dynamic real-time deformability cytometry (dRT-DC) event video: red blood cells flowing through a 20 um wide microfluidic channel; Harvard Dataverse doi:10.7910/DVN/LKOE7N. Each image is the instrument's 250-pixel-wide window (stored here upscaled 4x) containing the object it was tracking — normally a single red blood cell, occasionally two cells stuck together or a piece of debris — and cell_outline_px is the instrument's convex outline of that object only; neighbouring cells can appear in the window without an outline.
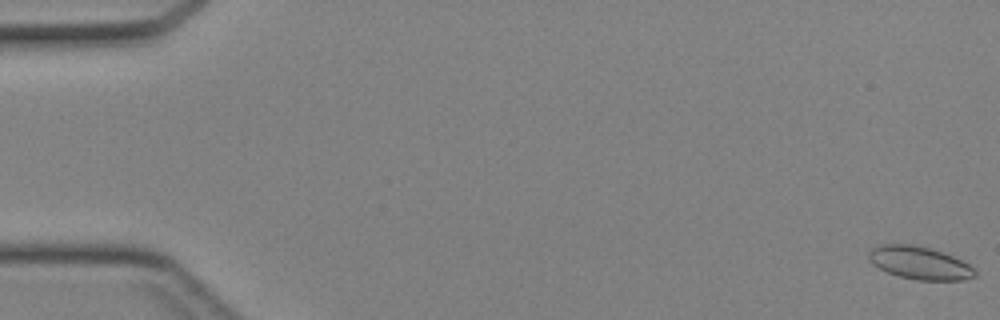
{"species": "Egyptian fruit bat (a non-hibernating species)", "species_latin": "Rousettus aegyptiacus", "temperature_condition": "cold", "stored_images_in_passage": 6, "segment_of_instrument_passage": [2, 2], "camera_frame_rate_fps": 3000, "um_per_image_px": 0.085, "animal": {"sex": "female"}, "frame": {"image": 1, "passage_image": 6, "time_ms": 1.667, "image_size_px": [1000, 320], "cell_outline_px": [[976, 276], [964, 280], [916, 280], [900, 276], [888, 272], [872, 264], [868, 260], [868, 252], [872, 248], [880, 244], [912, 244], [932, 248], [944, 252], [976, 268]], "centroid_in_image_um": [78.17, 22.34], "position_along_channel_um": 6.8, "area_um2": 20.46}}